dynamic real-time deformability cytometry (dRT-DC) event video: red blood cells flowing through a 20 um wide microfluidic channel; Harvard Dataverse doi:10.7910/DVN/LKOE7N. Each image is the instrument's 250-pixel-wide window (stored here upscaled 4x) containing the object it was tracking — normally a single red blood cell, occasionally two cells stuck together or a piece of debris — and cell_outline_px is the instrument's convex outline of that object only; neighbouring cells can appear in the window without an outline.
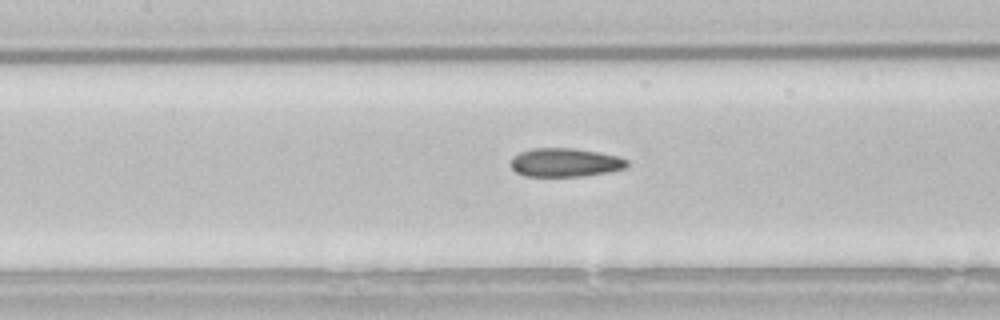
{"species": "common noctule bat (a hibernating species)", "species_latin": "Nyctalus noctula", "temperature_condition": "room temperature", "stored_images_in_passage": 22, "camera_frame_rate_fps": 3000, "um_per_image_px": 0.085, "animal": {"sex": "male", "body_mass_g": 21.5, "forearm_length_mm": 52.0}, "frame": {"image": 1, "passage_image": 20, "time_ms": 6.333, "image_size_px": [1000, 320], "cell_outline_px": [[628, 164], [624, 168], [608, 172], [584, 176], [524, 176], [516, 172], [512, 168], [512, 156], [520, 152], [532, 148], [576, 148], [620, 156], [628, 160]], "centroid_in_image_um": [48.04, 13.8], "position_along_channel_um": 159.4, "area_um2": 19.48}}